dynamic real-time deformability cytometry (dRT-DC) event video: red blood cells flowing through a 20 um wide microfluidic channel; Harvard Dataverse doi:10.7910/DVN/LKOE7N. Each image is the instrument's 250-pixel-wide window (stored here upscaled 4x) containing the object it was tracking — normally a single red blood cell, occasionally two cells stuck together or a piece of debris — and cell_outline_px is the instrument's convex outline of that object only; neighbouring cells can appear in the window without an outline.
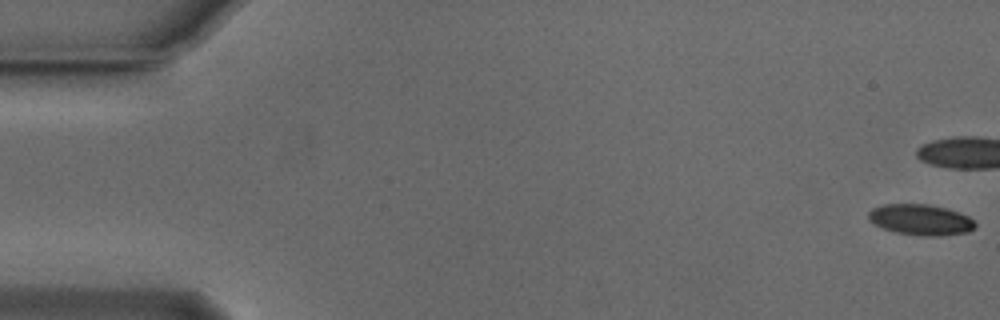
{"species": "Egyptian fruit bat (a non-hibernating species)", "species_latin": "Rousettus aegyptiacus", "temperature_condition": "cold", "stored_images_in_passage": 43, "camera_frame_rate_fps": 3000, "um_per_image_px": 0.085, "animal": {"sex": "male"}, "frame": {"image": 1, "passage_image": 1, "time_ms": 0.0, "image_size_px": [1000, 320], "cell_outline_px": [[976, 224], [968, 232], [940, 236], [920, 236], [896, 232], [884, 228], [868, 220], [868, 212], [872, 208], [884, 204], [928, 204], [944, 208], [968, 216]], "centroid_in_image_um": [78.22, 18.68], "position_along_channel_um": 6.8, "area_um2": 18.96}, "authors_computed_cell_mechanics": {"area_um2": 20.1722, "velocity_mm_per_s": 3.8177, "shape_relaxation_time_tau1_ms": 3.459, "shape_relaxation_time_tau2_ms": 3.2668, "deformation_change_tau1": 0.1115, "deformation_change_tau2": 0.0729}}